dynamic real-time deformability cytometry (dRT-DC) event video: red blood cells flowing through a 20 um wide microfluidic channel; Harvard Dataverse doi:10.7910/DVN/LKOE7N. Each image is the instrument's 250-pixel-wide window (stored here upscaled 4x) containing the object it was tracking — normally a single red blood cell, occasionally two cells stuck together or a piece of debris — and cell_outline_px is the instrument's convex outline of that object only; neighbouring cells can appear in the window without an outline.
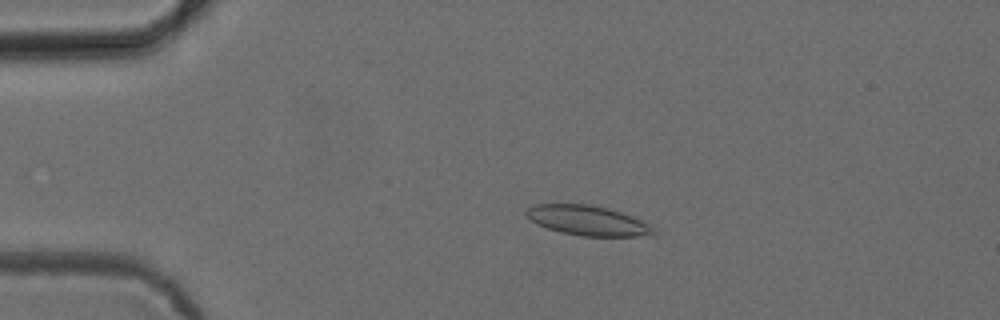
{"species": "common noctule bat (a hibernating species)", "species_latin": "Nyctalus noctula", "temperature_condition": "cold", "stored_images_in_passage": 27, "camera_frame_rate_fps": 3000, "um_per_image_px": 0.085, "animal": {"sex": "female", "body_mass_g": 24.6, "forearm_length_mm": 56.2}, "frame": {"image": 1, "passage_image": 12, "time_ms": 3.667, "image_size_px": [1000, 320], "cell_outline_px": [[656, 232], [652, 236], [580, 236], [560, 232], [536, 224], [524, 212], [528, 208], [536, 204], [588, 204], [608, 208], [632, 216], [648, 224]], "centroid_in_image_um": [49.95, 18.75], "position_along_channel_um": 35.0, "area_um2": 22.02}}
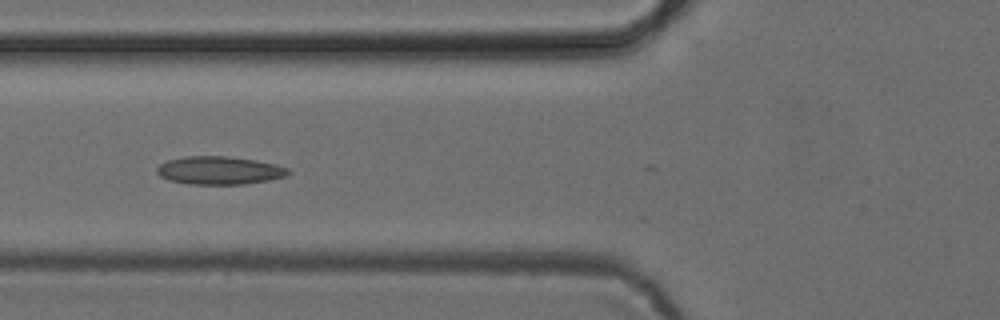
{"frame": {"image": 2, "passage_image": 21, "time_ms": 6.667, "image_size_px": [1000, 320], "cell_outline_px": [[292, 172], [284, 176], [268, 180], [244, 184], [188, 184], [168, 180], [160, 176], [156, 172], [156, 168], [160, 164], [168, 160], [184, 156], [224, 156], [256, 160], [276, 164], [288, 168]], "centroid_in_image_um": [18.63, 14.48], "position_along_channel_um": 107.2, "area_um2": 21.5}}
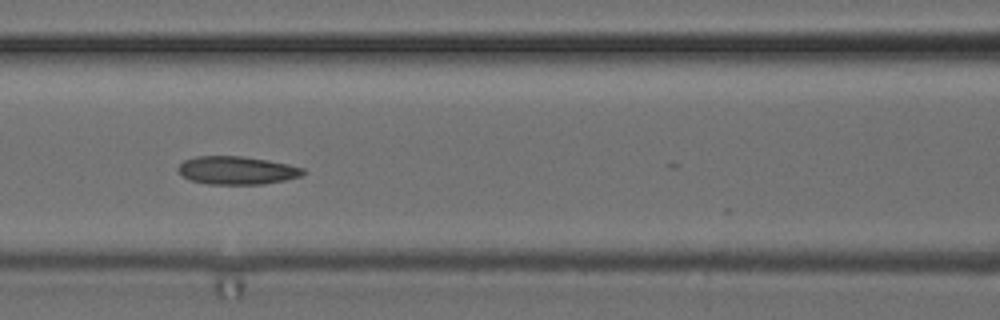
{"frame": {"image": 3, "passage_image": 24, "time_ms": 7.667, "image_size_px": [1000, 320], "cell_outline_px": [[304, 172], [300, 176], [284, 180], [264, 184], [208, 184], [192, 180], [184, 176], [176, 168], [184, 160], [196, 156], [240, 156], [268, 160], [288, 164], [304, 168]], "centroid_in_image_um": [20.13, 14.47], "position_along_channel_um": 146.5, "area_um2": 20.29}}